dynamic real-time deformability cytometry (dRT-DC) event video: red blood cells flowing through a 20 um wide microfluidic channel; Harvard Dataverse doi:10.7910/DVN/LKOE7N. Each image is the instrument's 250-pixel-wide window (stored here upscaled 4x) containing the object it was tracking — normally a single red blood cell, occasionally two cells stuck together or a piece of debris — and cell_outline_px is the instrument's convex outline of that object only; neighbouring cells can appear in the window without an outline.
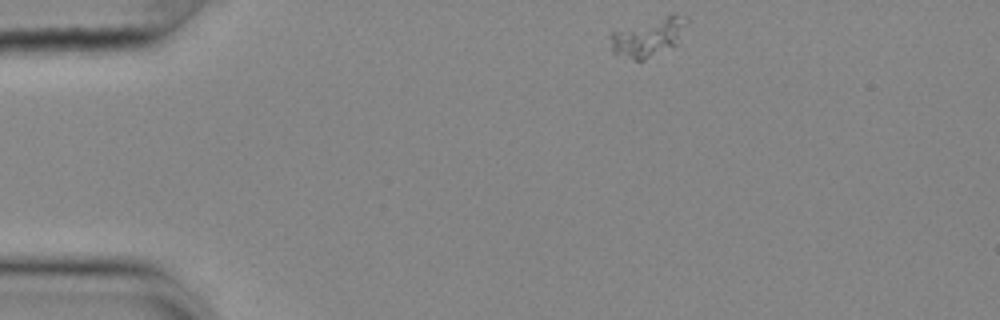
{"species": "common noctule bat (a hibernating species)", "species_latin": "Nyctalus noctula", "temperature_condition": "cold", "stored_images_in_passage": 47, "camera_frame_rate_fps": 3000, "um_per_image_px": 0.085, "animal": {"sex": "female", "body_mass_g": 25.1}, "frame": {"image": 1, "passage_image": 1, "time_ms": 0.0, "image_size_px": [1000, 320], "cell_outline_px": [[688, 20], [676, 44], [644, 60], [636, 60], [616, 56], [612, 52], [608, 36], [612, 32], [672, 12], [684, 16]], "centroid_in_image_um": [55.06, 3.14], "position_along_channel_um": 29.9, "area_um2": 17.22}}
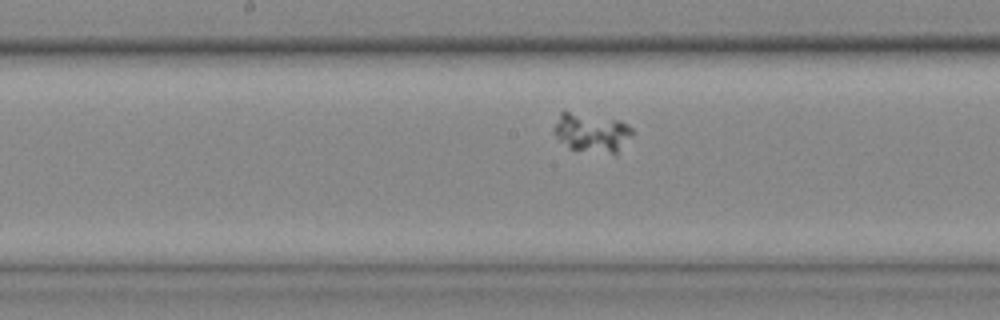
{"frame": {"image": 2, "passage_image": 20, "time_ms": 6.333, "image_size_px": [1000, 320], "cell_outline_px": [[632, 136], [616, 156], [568, 148], [552, 132], [552, 128], [560, 112], [568, 112], [620, 120], [628, 124], [632, 128]], "centroid_in_image_um": [50.32, 11.31], "position_along_channel_um": 197.9, "area_um2": 18.09}}
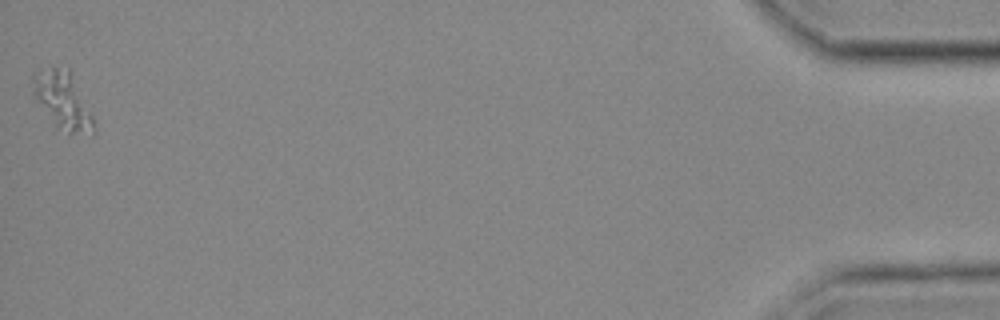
{"frame": {"image": 3, "passage_image": 47, "time_ms": 15.333, "image_size_px": [1000, 320], "cell_outline_px": [[96, 132], [92, 136], [68, 132], [56, 128], [32, 92], [36, 72], [52, 68], [68, 68], [92, 116], [96, 128]], "centroid_in_image_um": [5.38, 8.62], "position_along_channel_um": 429.8, "area_um2": 19.65}}